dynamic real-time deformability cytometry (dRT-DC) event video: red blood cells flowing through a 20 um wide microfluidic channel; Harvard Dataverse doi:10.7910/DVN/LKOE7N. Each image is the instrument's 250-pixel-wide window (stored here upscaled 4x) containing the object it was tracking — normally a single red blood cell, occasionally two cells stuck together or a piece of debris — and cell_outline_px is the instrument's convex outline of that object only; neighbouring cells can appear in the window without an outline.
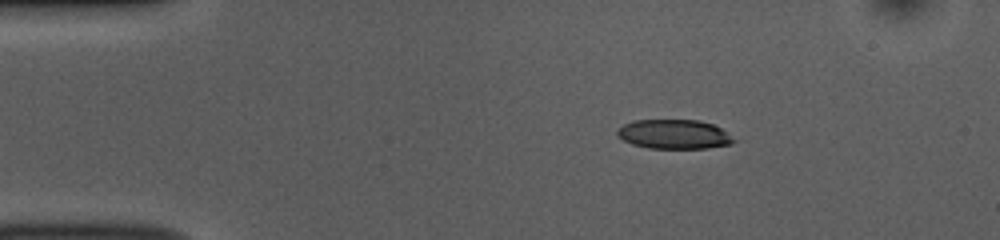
{"species": "common noctule bat (a hibernating species)", "species_latin": "Nyctalus noctula", "temperature_condition": "room temperature", "stored_images_in_passage": 44, "camera_frame_rate_fps": 3000, "um_per_image_px": 0.085, "animal": {"sex": "female", "body_mass_g": 10.0, "forearm_length_mm": 53.1}, "frame": {"image": 1, "passage_image": 1, "time_ms": 0.0, "image_size_px": [1000, 240], "cell_outline_px": [[736, 140], [732, 144], [708, 148], [648, 148], [632, 144], [624, 140], [616, 132], [624, 124], [632, 120], [700, 120], [712, 124], [720, 128]], "centroid_in_image_um": [57.31, 11.41], "position_along_channel_um": 27.7, "area_um2": 19.77}}
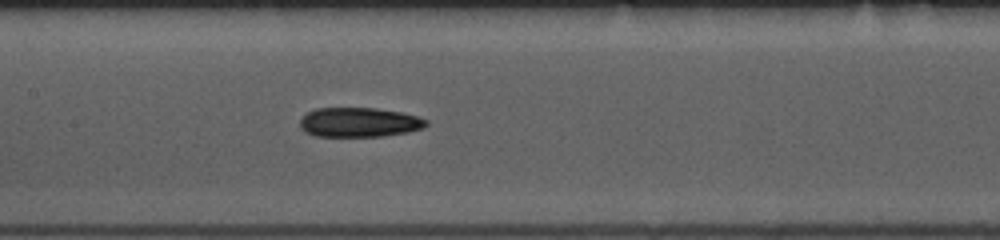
{"frame": {"image": 2, "passage_image": 17, "time_ms": 5.333, "image_size_px": [1000, 240], "cell_outline_px": [[428, 124], [424, 128], [408, 132], [380, 136], [316, 136], [304, 132], [300, 128], [300, 120], [308, 112], [316, 108], [376, 108], [400, 112], [416, 116], [428, 120]], "centroid_in_image_um": [30.53, 10.39], "position_along_channel_um": 176.9, "area_um2": 21.68}}
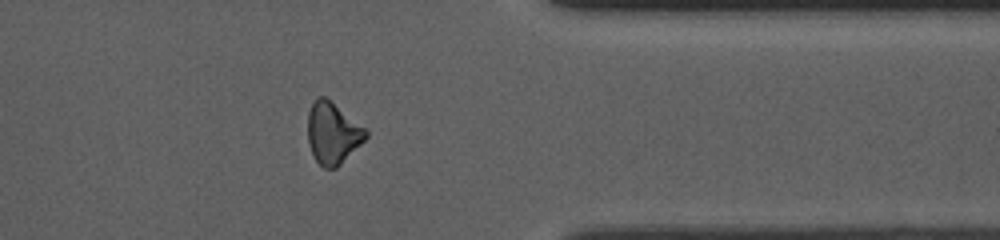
{"frame": {"image": 3, "passage_image": 34, "time_ms": 11.0, "image_size_px": [1000, 240], "cell_outline_px": [[368, 136], [336, 168], [324, 168], [312, 156], [308, 144], [308, 112], [312, 104], [320, 96], [324, 96], [364, 128], [368, 132]], "centroid_in_image_um": [28.24, 11.34], "position_along_channel_um": 383.2, "area_um2": 20.29}, "authors_computed_cell_mechanics": {"area_um2": 21.386, "velocity_mm_per_s": 3.8509, "shape_relaxation_time_tau1_ms": 4.957, "shape_relaxation_time_tau2_ms": null, "deformation_change_tau1": 0.1613, "deformation_change_tau2": null}}